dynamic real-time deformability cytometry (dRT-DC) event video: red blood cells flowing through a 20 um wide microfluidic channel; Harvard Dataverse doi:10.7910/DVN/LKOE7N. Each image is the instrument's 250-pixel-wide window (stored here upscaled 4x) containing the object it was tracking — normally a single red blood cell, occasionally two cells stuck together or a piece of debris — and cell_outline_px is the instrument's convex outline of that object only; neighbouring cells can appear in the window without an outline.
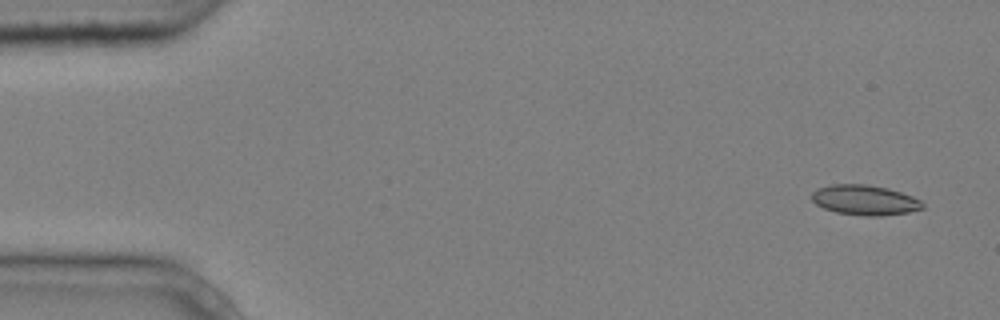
{"species": "common noctule bat (a hibernating species)", "species_latin": "Nyctalus noctula", "temperature_condition": "cold", "stored_images_in_passage": 7, "camera_frame_rate_fps": 3000, "um_per_image_px": 0.085, "animal": {"sex": "male", "body_mass_g": 20.4}, "frame": {"image": 1, "passage_image": 1, "time_ms": 0.0, "image_size_px": [1000, 320], "cell_outline_px": [[924, 208], [908, 212], [880, 216], [864, 216], [836, 212], [824, 208], [816, 204], [812, 200], [812, 192], [816, 188], [832, 184], [864, 184], [888, 188], [912, 196], [920, 200], [924, 204]], "centroid_in_image_um": [73.49, 17.0], "position_along_channel_um": 11.5, "area_um2": 19.42}}
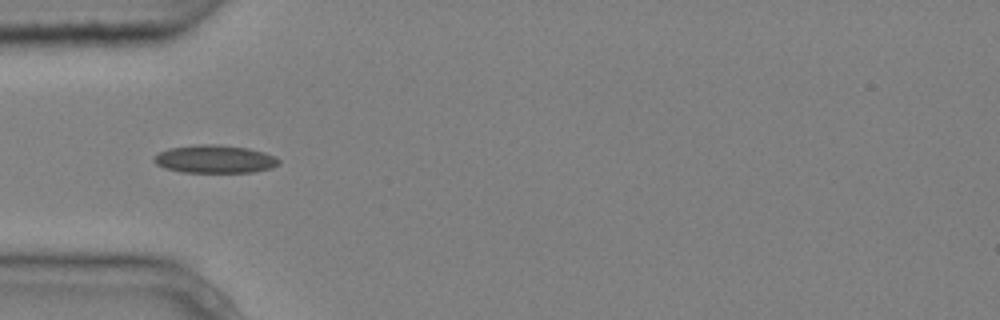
{"frame": {"image": 2, "passage_image": 5, "time_ms": 1.333, "image_size_px": [1000, 320], "cell_outline_px": [[280, 164], [272, 168], [252, 172], [184, 172], [164, 168], [156, 164], [156, 156], [160, 152], [168, 148], [200, 144], [220, 144], [248, 148], [264, 152], [276, 156], [280, 160]], "centroid_in_image_um": [18.32, 13.52], "position_along_channel_um": 66.7, "area_um2": 20.35}}
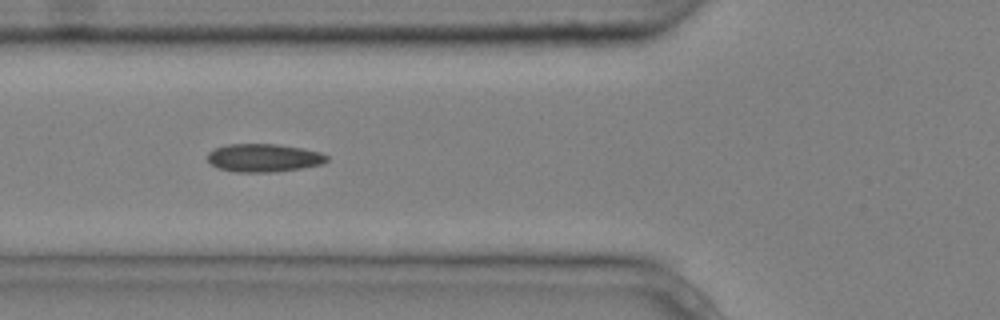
{"frame": {"image": 3, "passage_image": 6, "time_ms": 1.667, "image_size_px": [1000, 320], "cell_outline_px": [[328, 160], [324, 164], [276, 172], [236, 172], [216, 168], [208, 160], [208, 152], [224, 144], [276, 144], [300, 148], [320, 152], [328, 156]], "centroid_in_image_um": [22.41, 13.42], "position_along_channel_um": 103.4, "area_um2": 19.59}}